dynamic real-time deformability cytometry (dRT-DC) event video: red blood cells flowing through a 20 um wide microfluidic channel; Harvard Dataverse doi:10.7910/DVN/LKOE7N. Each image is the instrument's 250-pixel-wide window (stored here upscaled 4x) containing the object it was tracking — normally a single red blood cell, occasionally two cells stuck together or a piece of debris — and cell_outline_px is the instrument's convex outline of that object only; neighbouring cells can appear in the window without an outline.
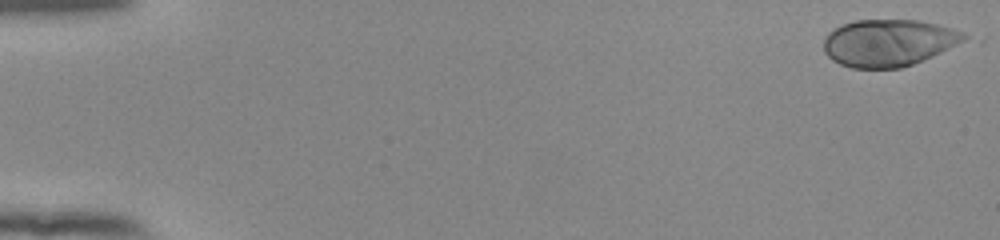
{"species": "human", "species_latin": "Homo sapiens", "temperature_condition": "room temperature", "stored_images_in_passage": 53, "camera_frame_rate_fps": 3000, "um_per_image_px": 0.085, "donor": {"sex": "female"}, "frame": {"image": 1, "passage_image": 1, "time_ms": 0.0, "image_size_px": [1000, 240], "cell_outline_px": [[984, 44], [900, 68], [852, 68], [840, 64], [832, 60], [824, 52], [824, 40], [828, 32], [840, 24], [856, 20], [916, 20], [936, 24], [964, 32], [984, 40]], "centroid_in_image_um": [75.93, 3.66], "position_along_channel_um": 9.1, "area_um2": 41.38}}
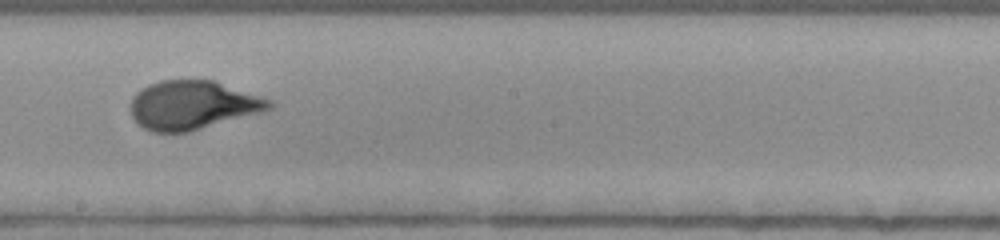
{"frame": {"image": 2, "passage_image": 31, "time_ms": 10.0, "image_size_px": [1000, 240], "cell_outline_px": [[276, 104], [272, 108], [264, 112], [188, 132], [152, 132], [136, 124], [128, 108], [132, 96], [136, 92], [148, 84], [160, 80], [212, 80], [272, 100]], "centroid_in_image_um": [16.35, 8.94], "position_along_channel_um": 231.9, "area_um2": 39.82}}
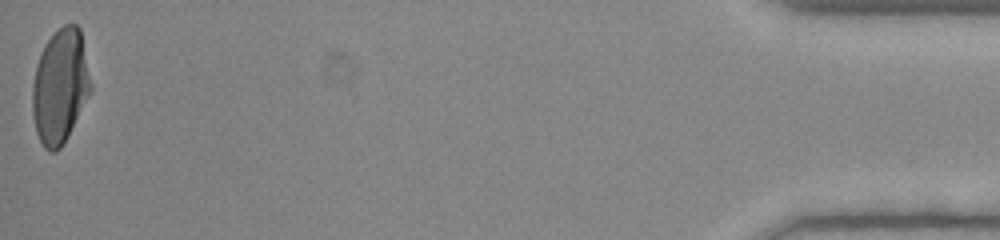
{"frame": {"image": 3, "passage_image": 53, "time_ms": 17.333, "image_size_px": [1000, 240], "cell_outline_px": [[92, 92], [68, 136], [60, 148], [56, 152], [48, 152], [44, 148], [36, 132], [32, 112], [32, 84], [36, 64], [40, 52], [44, 44], [64, 24], [76, 24], [80, 28], [92, 84]], "centroid_in_image_um": [5.11, 7.35], "position_along_channel_um": 430.1, "area_um2": 39.25}, "authors_computed_cell_mechanics": {"area_um2": 38.437, "velocity_mm_per_s": 3.9012, "shape_relaxation_time_tau1_ms": 5.1359, "shape_relaxation_time_tau2_ms": null, "deformation_change_tau1": 0.231, "deformation_change_tau2": null}}